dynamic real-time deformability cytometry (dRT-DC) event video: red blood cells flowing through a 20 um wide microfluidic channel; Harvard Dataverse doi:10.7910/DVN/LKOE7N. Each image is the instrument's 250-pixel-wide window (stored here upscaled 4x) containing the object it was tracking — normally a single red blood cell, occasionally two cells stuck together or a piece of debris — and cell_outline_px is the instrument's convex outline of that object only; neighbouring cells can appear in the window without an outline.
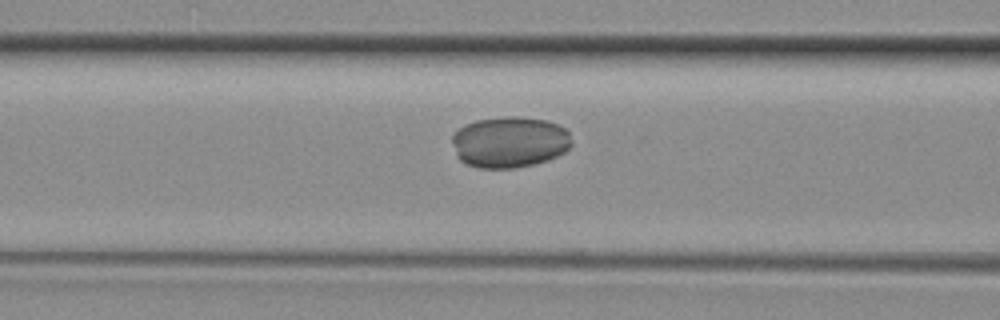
{"species": "common noctule bat (a hibernating species)", "species_latin": "Nyctalus noctula", "temperature_condition": "room temperature", "stored_images_in_passage": 7, "camera_frame_rate_fps": 3000, "um_per_image_px": 0.085, "animal": {"sex": "female", "body_mass_g": 29.2, "forearm_length_mm": 56.3}, "frame": {"image": 1, "passage_image": 6, "time_ms": 1.667, "image_size_px": [1000, 320], "cell_outline_px": [[572, 144], [564, 152], [548, 160], [516, 168], [476, 168], [460, 160], [456, 156], [452, 144], [452, 136], [464, 124], [476, 120], [504, 116], [516, 116], [548, 120], [564, 128], [568, 132]], "centroid_in_image_um": [43.29, 12.07], "position_along_channel_um": 123.3, "area_um2": 35.78}}